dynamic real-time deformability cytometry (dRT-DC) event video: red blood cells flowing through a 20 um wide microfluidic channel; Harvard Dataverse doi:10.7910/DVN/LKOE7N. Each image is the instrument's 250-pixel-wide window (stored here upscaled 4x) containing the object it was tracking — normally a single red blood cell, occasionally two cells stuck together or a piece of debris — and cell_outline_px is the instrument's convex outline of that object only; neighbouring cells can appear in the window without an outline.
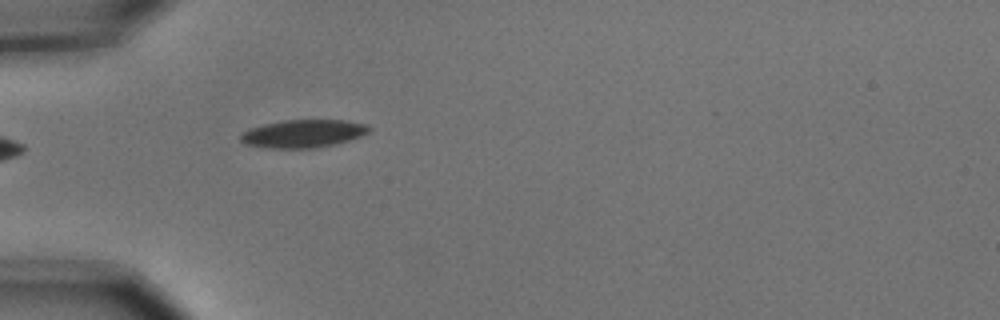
{"species": "common noctule bat (a hibernating species)", "species_latin": "Nyctalus noctula", "temperature_condition": "cold", "stored_images_in_passage": 3, "camera_frame_rate_fps": 3000, "um_per_image_px": 0.085, "animal": {"sex": "male", "body_mass_g": 15.6}, "frame": {"image": 1, "passage_image": 3, "time_ms": 0.667, "image_size_px": [1000, 320], "cell_outline_px": [[372, 128], [368, 132], [360, 136], [336, 144], [316, 148], [264, 148], [244, 144], [240, 140], [240, 136], [248, 128], [264, 124], [284, 120], [344, 120], [368, 124]], "centroid_in_image_um": [25.76, 11.36], "position_along_channel_um": 59.2, "area_um2": 21.04}}